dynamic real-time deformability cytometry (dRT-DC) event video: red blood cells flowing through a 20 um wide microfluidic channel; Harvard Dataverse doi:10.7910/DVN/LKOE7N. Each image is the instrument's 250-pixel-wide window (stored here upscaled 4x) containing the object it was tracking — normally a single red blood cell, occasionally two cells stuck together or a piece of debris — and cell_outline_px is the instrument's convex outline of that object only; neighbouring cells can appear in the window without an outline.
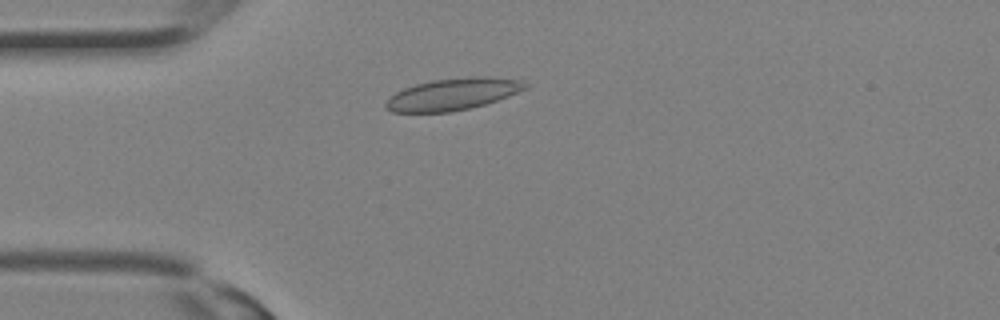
{"species": "Egyptian fruit bat (a non-hibernating species)", "species_latin": "Rousettus aegyptiacus", "temperature_condition": "room temperature", "stored_images_in_passage": 17, "camera_frame_rate_fps": 3000, "um_per_image_px": 0.085, "animal": {"sex": "female"}, "frame": {"image": 1, "passage_image": 6, "time_ms": 1.667, "image_size_px": [1000, 320], "cell_outline_px": [[528, 88], [508, 96], [472, 108], [452, 112], [392, 112], [384, 108], [384, 104], [396, 92], [404, 88], [416, 84], [432, 80], [472, 76], [488, 76], [524, 80], [528, 84]], "centroid_in_image_um": [38.52, 8.0], "position_along_channel_um": 46.5, "area_um2": 26.01}}
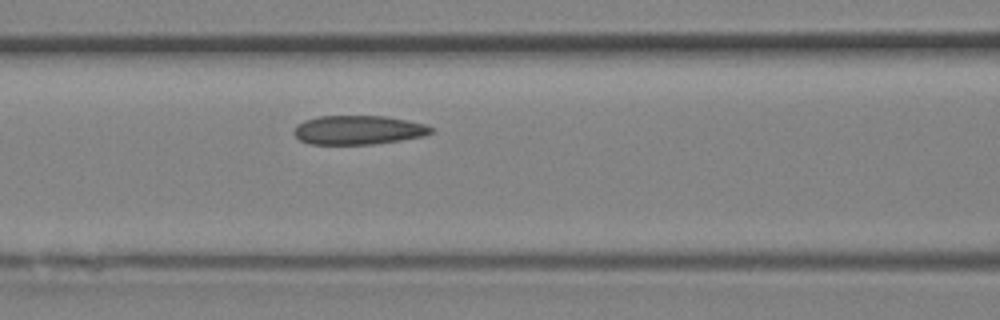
{"frame": {"image": 2, "passage_image": 11, "time_ms": 3.333, "image_size_px": [1000, 320], "cell_outline_px": [[432, 132], [424, 136], [400, 140], [372, 144], [308, 144], [300, 140], [292, 132], [296, 124], [304, 120], [320, 116], [384, 116], [428, 124], [432, 128]], "centroid_in_image_um": [30.43, 11.05], "position_along_channel_um": 136.2, "area_um2": 23.24}}
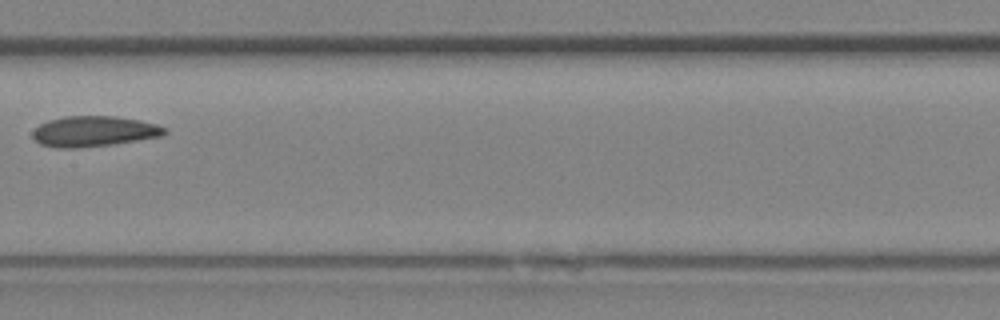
{"frame": {"image": 3, "passage_image": 14, "time_ms": 4.333, "image_size_px": [1000, 320], "cell_outline_px": [[168, 132], [160, 136], [112, 144], [76, 148], [56, 148], [40, 144], [32, 136], [32, 132], [40, 124], [48, 120], [64, 116], [116, 116], [140, 120], [156, 124], [168, 128]], "centroid_in_image_um": [7.98, 11.16], "position_along_channel_um": 199.4, "area_um2": 23.47}}